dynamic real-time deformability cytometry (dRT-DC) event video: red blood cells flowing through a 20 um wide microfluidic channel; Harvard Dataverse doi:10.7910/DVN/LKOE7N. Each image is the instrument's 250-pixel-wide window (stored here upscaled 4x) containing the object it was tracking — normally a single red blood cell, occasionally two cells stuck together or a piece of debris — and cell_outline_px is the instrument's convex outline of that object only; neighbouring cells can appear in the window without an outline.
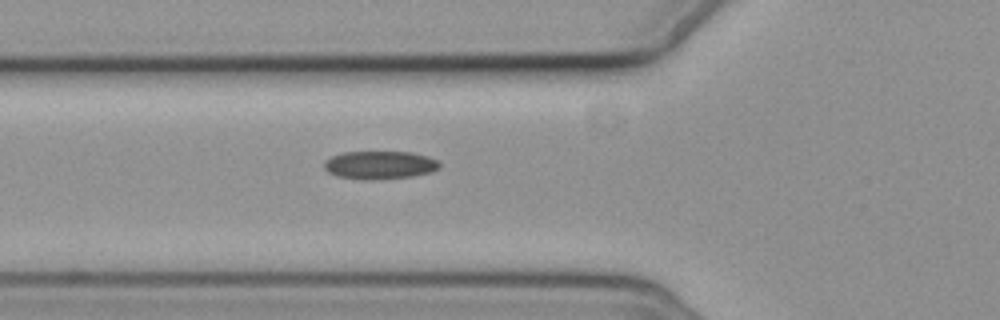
{"species": "common noctule bat (a hibernating species)", "species_latin": "Nyctalus noctula", "temperature_condition": "cold", "stored_images_in_passage": 3, "camera_frame_rate_fps": 3000, "um_per_image_px": 0.085, "animal": {"sex": "female", "body_mass_g": 19.3, "forearm_length_mm": 54.1}, "frame": {"image": 1, "passage_image": 3, "time_ms": 3.333, "image_size_px": [1000, 320], "cell_outline_px": [[440, 168], [432, 172], [412, 176], [376, 180], [360, 180], [336, 176], [328, 172], [324, 168], [324, 160], [332, 156], [344, 152], [412, 152], [428, 156], [436, 160], [440, 164]], "centroid_in_image_um": [32.27, 14.04], "position_along_channel_um": 93.5, "area_um2": 19.13}}